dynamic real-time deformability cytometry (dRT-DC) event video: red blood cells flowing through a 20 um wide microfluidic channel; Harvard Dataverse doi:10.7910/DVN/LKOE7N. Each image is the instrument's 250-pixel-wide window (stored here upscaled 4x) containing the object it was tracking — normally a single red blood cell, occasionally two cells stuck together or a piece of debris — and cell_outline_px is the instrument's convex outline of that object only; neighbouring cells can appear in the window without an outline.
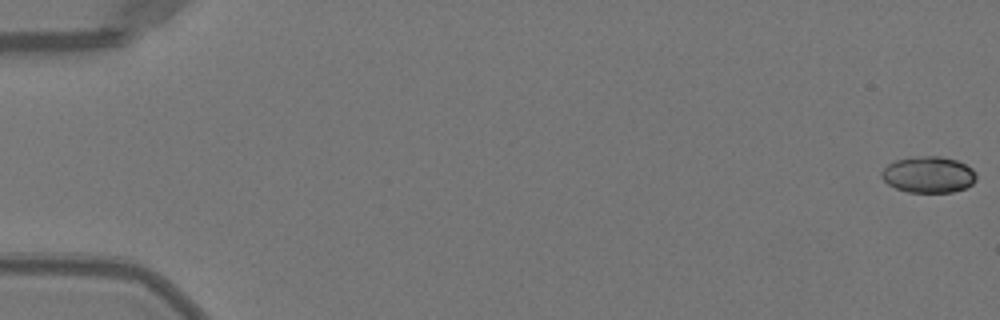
{"species": "Egyptian fruit bat (a non-hibernating species)", "species_latin": "Rousettus aegyptiacus", "temperature_condition": "warm", "stored_images_in_passage": 4, "camera_frame_rate_fps": 3000, "um_per_image_px": 0.085, "animal": {"sex": "female"}, "frame": {"image": 1, "passage_image": 1, "time_ms": 0.0, "image_size_px": [1000, 320], "cell_outline_px": [[976, 180], [972, 184], [964, 188], [952, 192], [908, 192], [896, 188], [888, 184], [880, 176], [880, 172], [888, 164], [896, 160], [912, 156], [940, 156], [956, 160], [972, 168], [976, 172]], "centroid_in_image_um": [78.91, 14.83], "position_along_channel_um": 6.1, "area_um2": 20.11}}